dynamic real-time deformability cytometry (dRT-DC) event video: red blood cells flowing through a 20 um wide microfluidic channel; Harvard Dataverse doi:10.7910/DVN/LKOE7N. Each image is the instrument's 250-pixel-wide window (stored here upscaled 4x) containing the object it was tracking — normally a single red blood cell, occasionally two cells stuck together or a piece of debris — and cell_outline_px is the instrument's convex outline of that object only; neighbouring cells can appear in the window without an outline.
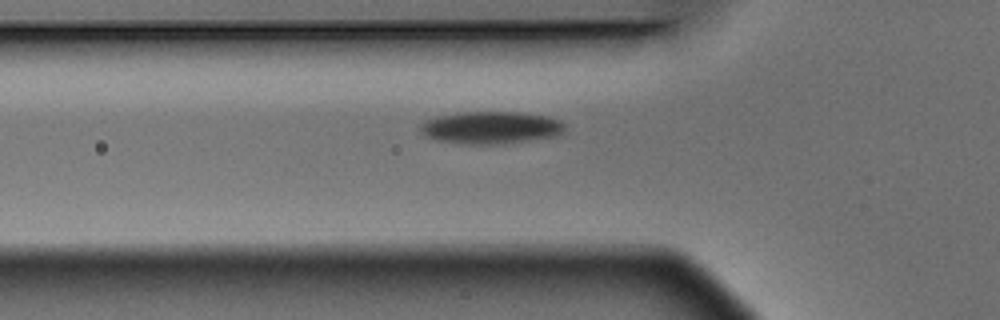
{"species": "Egyptian fruit bat (a non-hibernating species)", "species_latin": "Rousettus aegyptiacus", "temperature_condition": "warm", "stored_images_in_passage": 6, "camera_frame_rate_fps": 3000, "um_per_image_px": 0.085, "animal": {"sex": "male"}, "frame": {"image": 1, "passage_image": 6, "time_ms": 1.667, "image_size_px": [1000, 320], "cell_outline_px": [[564, 128], [556, 136], [524, 140], [488, 144], [472, 144], [440, 140], [424, 136], [420, 132], [420, 128], [428, 120], [436, 116], [464, 112], [516, 112], [548, 116], [560, 120], [564, 124]], "centroid_in_image_um": [41.72, 10.82], "position_along_channel_um": 84.1, "area_um2": 26.53}}